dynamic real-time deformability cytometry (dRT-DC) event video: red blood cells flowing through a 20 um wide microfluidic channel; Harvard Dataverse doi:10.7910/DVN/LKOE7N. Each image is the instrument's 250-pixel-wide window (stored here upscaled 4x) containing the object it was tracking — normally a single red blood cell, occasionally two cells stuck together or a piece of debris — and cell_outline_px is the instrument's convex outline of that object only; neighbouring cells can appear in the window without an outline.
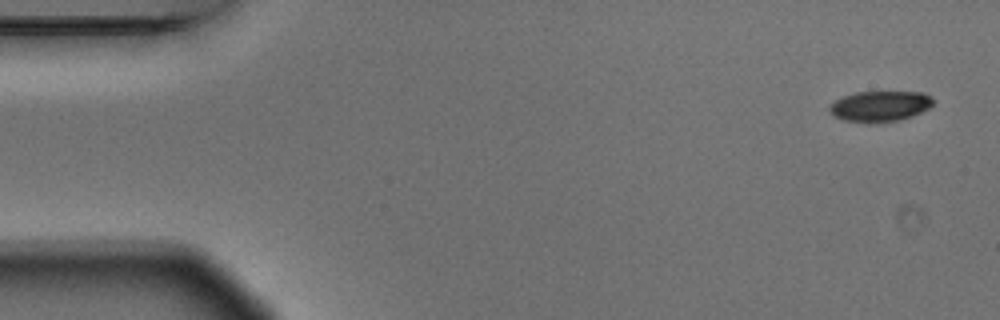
{"species": "Egyptian fruit bat (a non-hibernating species)", "species_latin": "Rousettus aegyptiacus", "temperature_condition": "warm", "stored_images_in_passage": 6, "camera_frame_rate_fps": 3000, "um_per_image_px": 0.085, "animal": {"sex": "male"}, "frame": {"image": 1, "passage_image": 1, "time_ms": 0.0, "image_size_px": [1000, 320], "cell_outline_px": [[932, 104], [928, 108], [912, 116], [900, 120], [868, 124], [844, 120], [832, 116], [828, 108], [836, 100], [844, 96], [856, 92], [924, 92], [932, 96]], "centroid_in_image_um": [74.78, 9.04], "position_along_channel_um": 10.2, "area_um2": 18.61}}
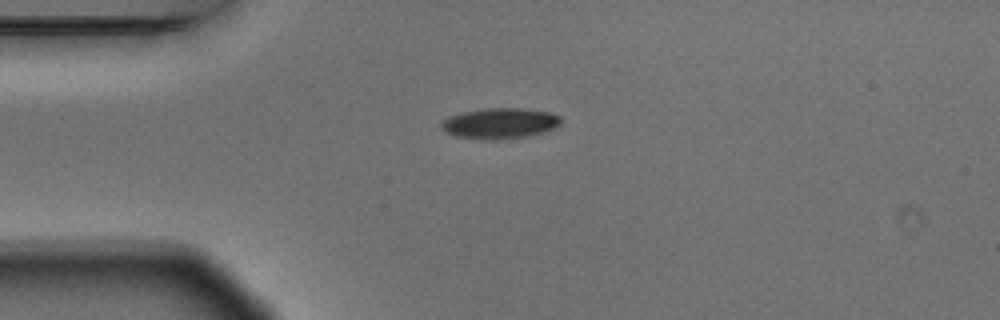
{"frame": {"image": 2, "passage_image": 4, "time_ms": 1.0, "image_size_px": [1000, 320], "cell_outline_px": [[560, 124], [556, 128], [544, 132], [524, 136], [496, 140], [484, 140], [456, 136], [444, 132], [440, 128], [440, 124], [448, 116], [464, 112], [488, 108], [524, 108], [548, 112], [560, 116]], "centroid_in_image_um": [42.47, 10.49], "position_along_channel_um": 42.5, "area_um2": 21.39}}
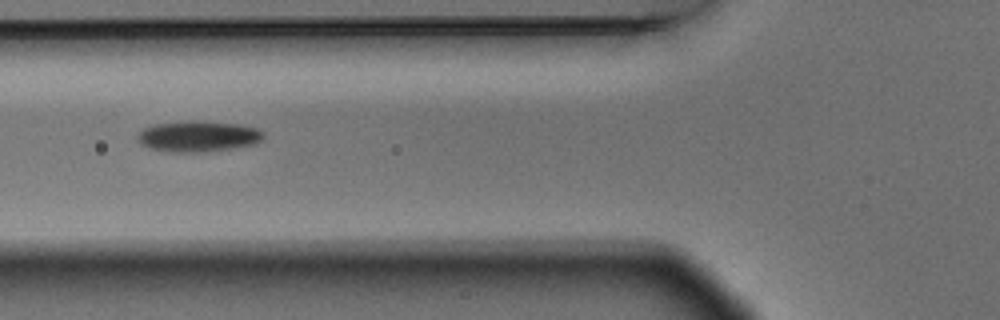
{"frame": {"image": 3, "passage_image": 6, "time_ms": 1.667, "image_size_px": [1000, 320], "cell_outline_px": [[264, 136], [260, 140], [252, 144], [228, 148], [196, 152], [172, 152], [152, 148], [140, 144], [136, 136], [144, 128], [156, 124], [192, 120], [196, 120], [244, 124], [260, 128], [264, 132]], "centroid_in_image_um": [16.86, 11.56], "position_along_channel_um": 108.9, "area_um2": 22.54}}